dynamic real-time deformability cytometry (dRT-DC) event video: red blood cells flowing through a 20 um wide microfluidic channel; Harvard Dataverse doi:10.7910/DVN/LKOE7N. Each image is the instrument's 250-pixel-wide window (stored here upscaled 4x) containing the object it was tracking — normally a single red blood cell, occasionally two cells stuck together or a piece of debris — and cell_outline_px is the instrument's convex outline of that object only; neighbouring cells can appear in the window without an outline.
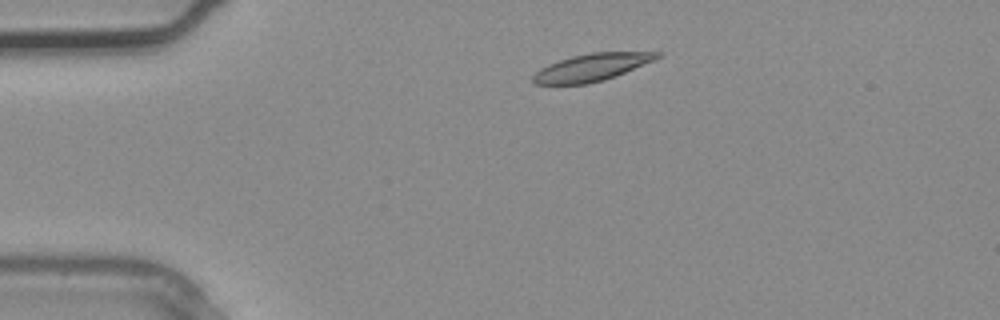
{"species": "common noctule bat (a hibernating species)", "species_latin": "Nyctalus noctula", "temperature_condition": "warm", "stored_images_in_passage": 2, "camera_frame_rate_fps": 3000, "um_per_image_px": 0.085, "animal": {"sex": "male", "body_mass_g": 20.4}, "frame": {"image": 1, "passage_image": 1, "time_ms": 0.0, "image_size_px": [1000, 320], "cell_outline_px": [[664, 52], [656, 60], [616, 76], [604, 80], [588, 84], [536, 84], [532, 80], [532, 76], [540, 68], [548, 64], [572, 56], [592, 52]], "centroid_in_image_um": [50.32, 5.72], "position_along_channel_um": 34.7, "area_um2": 19.83}}
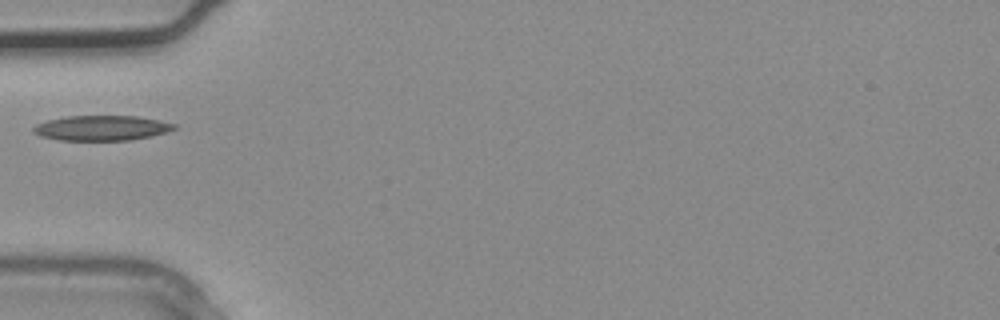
{"frame": {"image": 2, "passage_image": 2, "time_ms": 0.333, "image_size_px": [1000, 320], "cell_outline_px": [[176, 128], [168, 132], [152, 136], [132, 140], [60, 140], [40, 136], [32, 132], [32, 128], [36, 124], [48, 120], [68, 116], [136, 116], [176, 124]], "centroid_in_image_um": [8.63, 10.88], "position_along_channel_um": 76.4, "area_um2": 20.52}}